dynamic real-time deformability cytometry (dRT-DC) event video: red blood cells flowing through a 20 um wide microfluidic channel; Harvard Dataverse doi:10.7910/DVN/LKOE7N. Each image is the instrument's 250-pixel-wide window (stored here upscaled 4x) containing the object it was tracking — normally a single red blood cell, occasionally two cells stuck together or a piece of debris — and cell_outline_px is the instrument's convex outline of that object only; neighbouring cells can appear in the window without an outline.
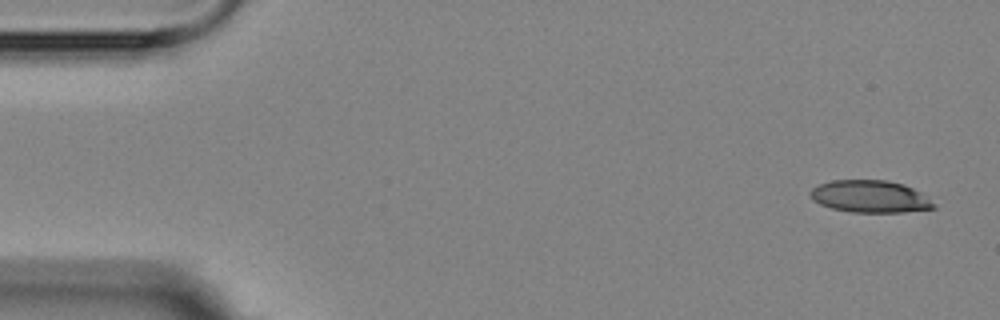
{"species": "Egyptian fruit bat (a non-hibernating species)", "species_latin": "Rousettus aegyptiacus", "temperature_condition": "room temperature", "stored_images_in_passage": 6, "camera_frame_rate_fps": 3000, "um_per_image_px": 0.085, "animal": {"sex": "female"}, "frame": {"image": 1, "passage_image": 1, "time_ms": 0.0, "image_size_px": [1000, 320], "cell_outline_px": [[936, 208], [904, 212], [852, 212], [832, 208], [820, 204], [812, 200], [808, 192], [812, 188], [820, 184], [832, 180], [888, 180], [904, 184], [920, 192], [936, 204]], "centroid_in_image_um": [73.95, 16.7], "position_along_channel_um": 11.0, "area_um2": 23.24}}
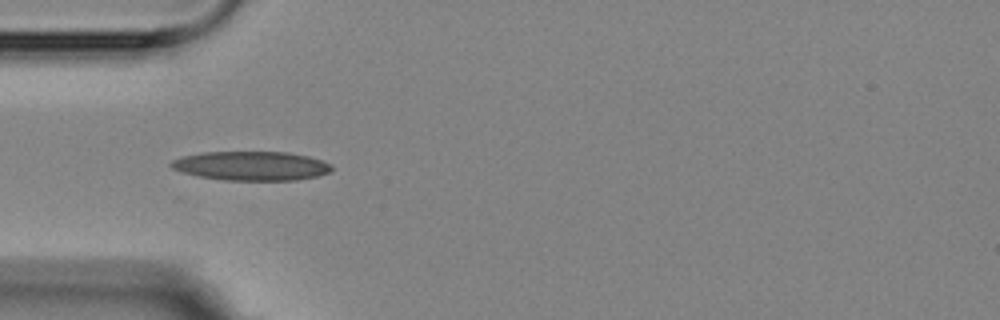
{"frame": {"image": 2, "passage_image": 5, "time_ms": 4.667, "image_size_px": [1000, 320], "cell_outline_px": [[332, 172], [316, 176], [296, 180], [224, 180], [200, 176], [184, 172], [172, 168], [168, 164], [172, 160], [184, 156], [204, 152], [288, 152], [308, 156], [332, 164]], "centroid_in_image_um": [21.39, 14.1], "position_along_channel_um": 63.6, "area_um2": 27.11}}
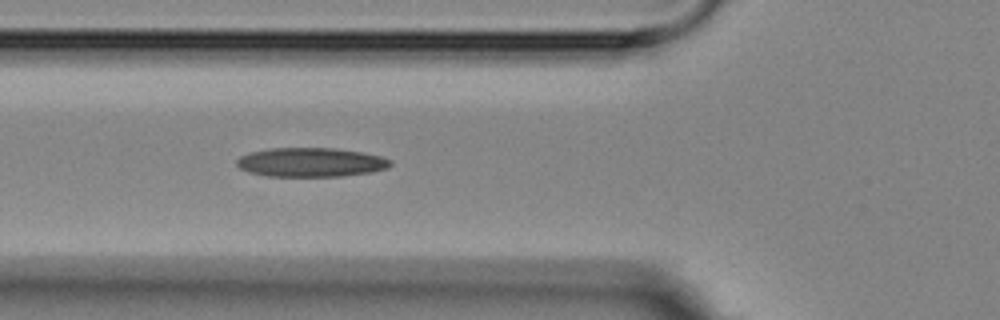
{"frame": {"image": 3, "passage_image": 6, "time_ms": 5.667, "image_size_px": [1000, 320], "cell_outline_px": [[392, 164], [388, 168], [372, 172], [340, 176], [268, 176], [248, 172], [240, 168], [236, 164], [236, 160], [240, 156], [252, 152], [268, 148], [336, 148], [360, 152], [380, 156], [392, 160]], "centroid_in_image_um": [26.42, 13.79], "position_along_channel_um": 99.4, "area_um2": 26.07}}